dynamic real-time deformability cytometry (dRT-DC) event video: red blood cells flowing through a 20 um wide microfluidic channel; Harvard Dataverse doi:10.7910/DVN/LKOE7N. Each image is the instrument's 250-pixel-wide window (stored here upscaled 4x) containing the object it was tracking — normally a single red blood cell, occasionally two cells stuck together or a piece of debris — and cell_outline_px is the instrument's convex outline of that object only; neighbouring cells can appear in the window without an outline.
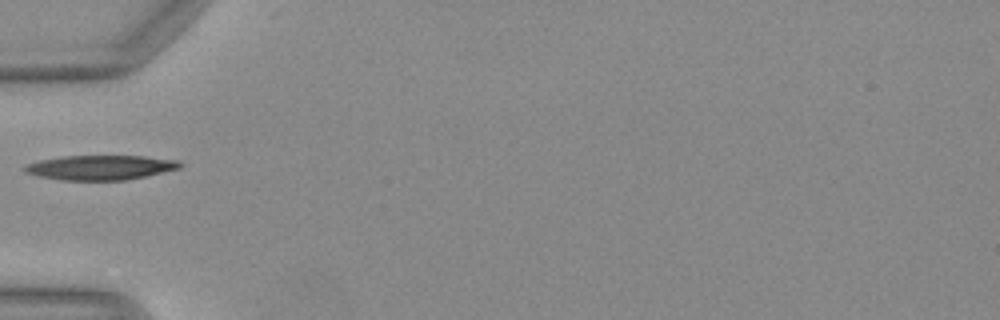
{"species": "Egyptian fruit bat (a non-hibernating species)", "species_latin": "Rousettus aegyptiacus", "temperature_condition": "warm", "stored_images_in_passage": 33, "camera_frame_rate_fps": 3000, "um_per_image_px": 0.085, "animal": {"sex": "female"}, "frame": {"image": 1, "passage_image": 1, "time_ms": 0.0, "image_size_px": [1000, 320], "cell_outline_px": [[184, 164], [180, 168], [144, 176], [124, 180], [60, 180], [40, 176], [24, 172], [24, 168], [28, 164], [40, 160], [60, 156], [144, 156], [180, 160]], "centroid_in_image_um": [8.56, 14.23], "position_along_channel_um": 76.4, "area_um2": 22.2}}
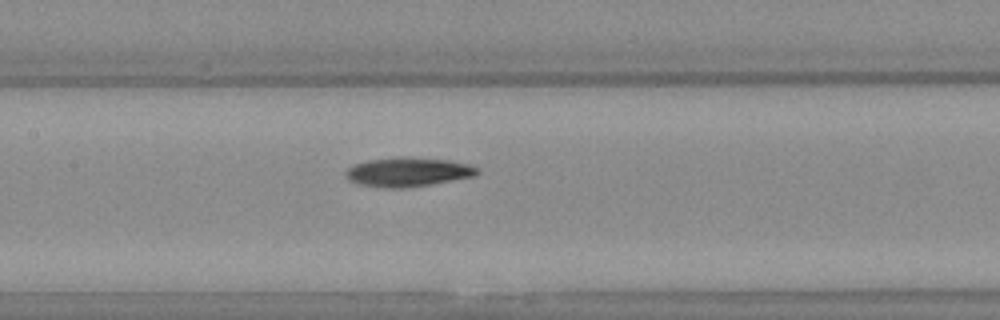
{"frame": {"image": 2, "passage_image": 8, "time_ms": 2.333, "image_size_px": [1000, 320], "cell_outline_px": [[480, 172], [476, 176], [404, 188], [384, 188], [360, 184], [348, 180], [344, 172], [352, 164], [368, 160], [396, 156], [400, 156], [448, 160], [468, 164], [480, 168]], "centroid_in_image_um": [34.66, 14.61], "position_along_channel_um": 172.7, "area_um2": 22.48}}
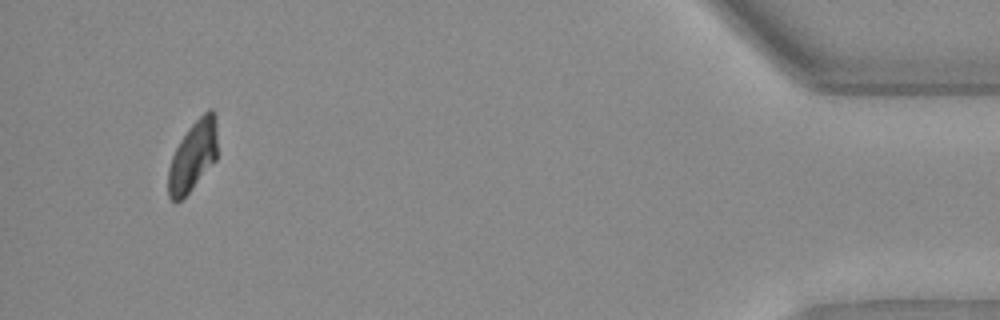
{"frame": {"image": 3, "passage_image": 31, "time_ms": 10.0, "image_size_px": [1000, 320], "cell_outline_px": [[216, 160], [192, 188], [176, 204], [168, 196], [168, 168], [172, 156], [180, 140], [188, 128], [208, 108], [212, 108], [216, 116]], "centroid_in_image_um": [16.39, 13.25], "position_along_channel_um": 418.8, "area_um2": 20.0}}